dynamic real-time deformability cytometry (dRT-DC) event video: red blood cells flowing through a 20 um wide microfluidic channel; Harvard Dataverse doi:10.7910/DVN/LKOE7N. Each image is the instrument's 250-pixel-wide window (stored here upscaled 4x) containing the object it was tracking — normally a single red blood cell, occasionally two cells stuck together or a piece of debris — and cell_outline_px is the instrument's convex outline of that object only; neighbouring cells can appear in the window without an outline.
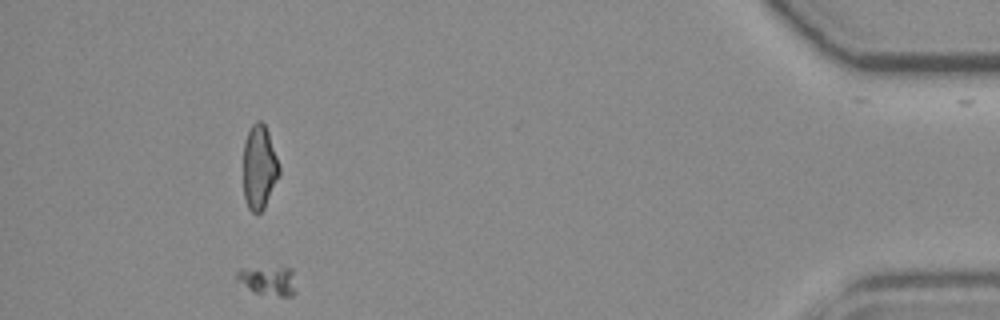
{"species": "common noctule bat (a hibernating species)", "species_latin": "Nyctalus noctula", "temperature_condition": "room temperature", "stored_images_in_passage": 54, "segment_of_instrument_passage": [2, 2], "camera_frame_rate_fps": 3000, "um_per_image_px": 0.085, "animal": {"sex": "female", "body_mass_g": 19.3, "forearm_length_mm": 54.1}, "frame": {"image": 1, "passage_image": 50, "time_ms": 16.333, "image_size_px": [1000, 320], "cell_outline_px": [[296, 292], [292, 296], [280, 296], [252, 292], [236, 280], [236, 272], [240, 268], [292, 268]], "centroid_in_image_um": [22.77, 23.86], "position_along_channel_um": 412.4, "area_um2": 10.12}}